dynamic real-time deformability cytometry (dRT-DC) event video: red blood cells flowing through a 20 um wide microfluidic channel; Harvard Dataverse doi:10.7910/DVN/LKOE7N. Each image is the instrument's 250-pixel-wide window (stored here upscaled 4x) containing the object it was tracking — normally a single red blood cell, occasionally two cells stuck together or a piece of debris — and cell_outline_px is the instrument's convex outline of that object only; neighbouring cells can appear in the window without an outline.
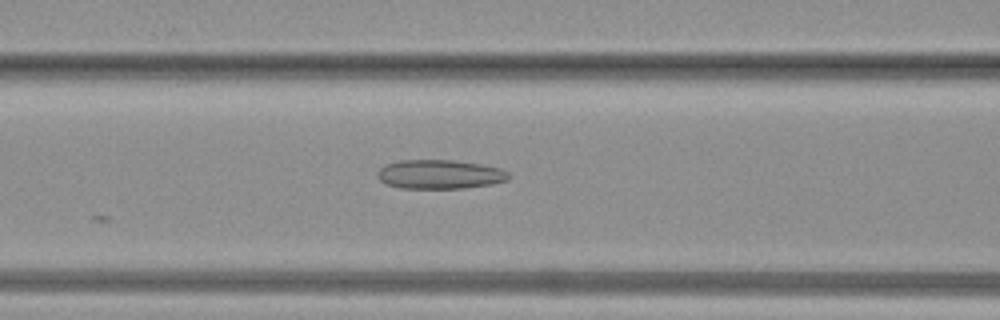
{"species": "common noctule bat (a hibernating species)", "species_latin": "Nyctalus noctula", "temperature_condition": "warm", "stored_images_in_passage": 26, "camera_frame_rate_fps": 3000, "um_per_image_px": 0.085, "animal": {"sex": "female", "body_mass_g": 19.3, "forearm_length_mm": 54.1}, "frame": {"image": 1, "passage_image": 4, "time_ms": 1.0, "image_size_px": [1000, 320], "cell_outline_px": [[508, 180], [492, 184], [464, 188], [400, 188], [388, 184], [380, 180], [376, 172], [384, 164], [400, 160], [452, 160], [480, 164], [500, 168], [508, 172]], "centroid_in_image_um": [37.36, 14.81], "position_along_channel_um": 129.2, "area_um2": 22.2}}
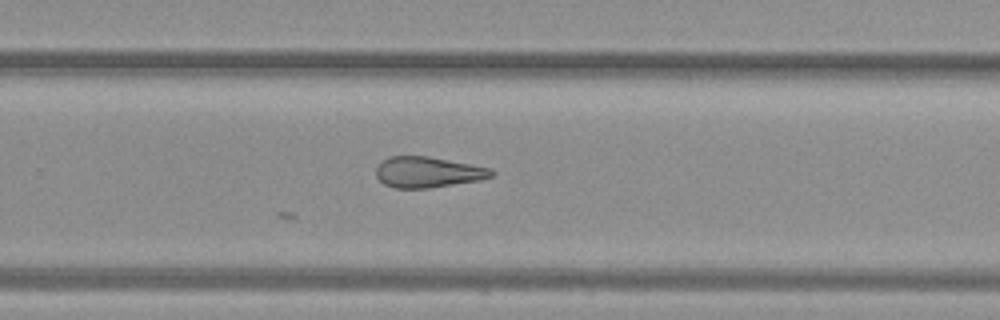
{"frame": {"image": 2, "passage_image": 13, "time_ms": 4.0, "image_size_px": [1000, 320], "cell_outline_px": [[496, 172], [492, 176], [480, 180], [428, 188], [392, 188], [384, 184], [376, 176], [376, 168], [384, 160], [392, 156], [428, 156], [492, 168]], "centroid_in_image_um": [36.39, 14.64], "position_along_channel_um": 293.4, "area_um2": 20.63}}
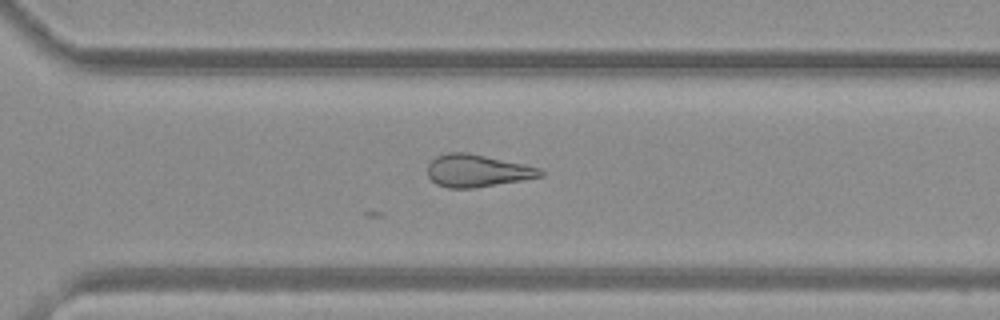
{"frame": {"image": 3, "passage_image": 15, "time_ms": 4.667, "image_size_px": [1000, 320], "cell_outline_px": [[544, 176], [472, 188], [448, 188], [436, 184], [428, 176], [428, 164], [436, 156], [448, 152], [468, 152], [524, 164], [540, 168], [544, 172]], "centroid_in_image_um": [40.55, 14.5], "position_along_channel_um": 330.1, "area_um2": 21.21}}